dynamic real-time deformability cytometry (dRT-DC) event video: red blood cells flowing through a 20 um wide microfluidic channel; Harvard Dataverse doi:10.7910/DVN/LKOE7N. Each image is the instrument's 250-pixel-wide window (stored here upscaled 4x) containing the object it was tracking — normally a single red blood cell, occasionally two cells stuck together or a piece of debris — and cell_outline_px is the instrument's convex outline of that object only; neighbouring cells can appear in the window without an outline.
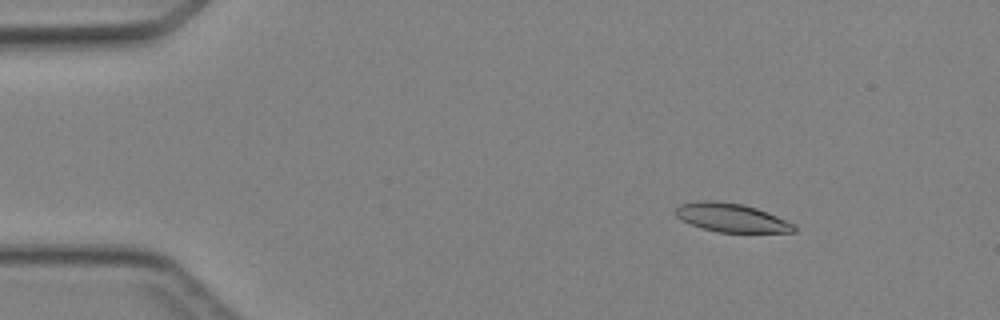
{"species": "Egyptian fruit bat (a non-hibernating species)", "species_latin": "Rousettus aegyptiacus", "temperature_condition": "cold", "stored_images_in_passage": 47, "camera_frame_rate_fps": 3000, "um_per_image_px": 0.085, "animal": {"sex": "female"}, "frame": {"image": 1, "passage_image": 6, "time_ms": 1.667, "image_size_px": [1000, 320], "cell_outline_px": [[796, 232], [716, 232], [700, 228], [676, 216], [676, 208], [680, 204], [696, 200], [716, 200], [744, 204], [768, 212], [796, 224]], "centroid_in_image_um": [62.19, 18.49], "position_along_channel_um": 22.8, "area_um2": 19.94}}
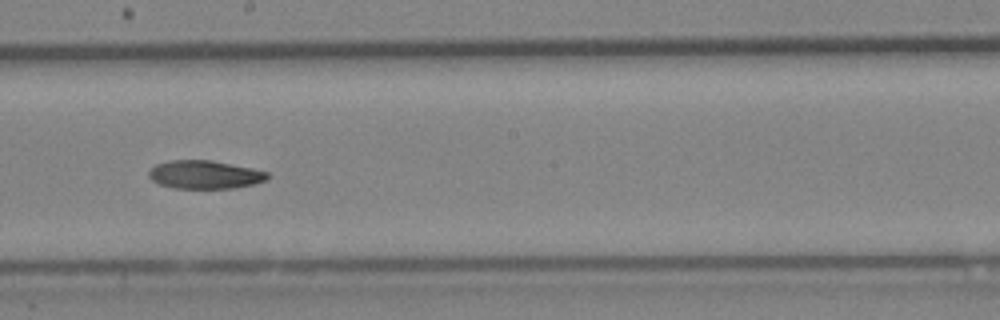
{"frame": {"image": 2, "passage_image": 26, "time_ms": 8.333, "image_size_px": [1000, 320], "cell_outline_px": [[272, 176], [256, 184], [236, 188], [172, 188], [160, 184], [152, 180], [148, 176], [148, 172], [156, 164], [168, 160], [212, 160], [252, 168], [268, 172]], "centroid_in_image_um": [17.43, 14.84], "position_along_channel_um": 230.8, "area_um2": 19.71}}
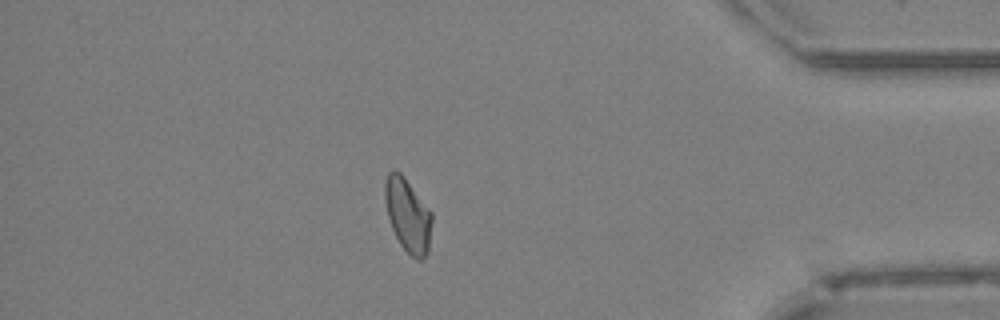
{"frame": {"image": 3, "passage_image": 40, "time_ms": 13.0, "image_size_px": [1000, 320], "cell_outline_px": [[432, 220], [428, 252], [420, 260], [412, 256], [400, 244], [392, 228], [388, 216], [384, 196], [384, 184], [388, 172], [392, 168], [396, 168], [404, 176], [432, 212]], "centroid_in_image_um": [34.65, 18.23], "position_along_channel_um": 400.5, "area_um2": 20.11}}